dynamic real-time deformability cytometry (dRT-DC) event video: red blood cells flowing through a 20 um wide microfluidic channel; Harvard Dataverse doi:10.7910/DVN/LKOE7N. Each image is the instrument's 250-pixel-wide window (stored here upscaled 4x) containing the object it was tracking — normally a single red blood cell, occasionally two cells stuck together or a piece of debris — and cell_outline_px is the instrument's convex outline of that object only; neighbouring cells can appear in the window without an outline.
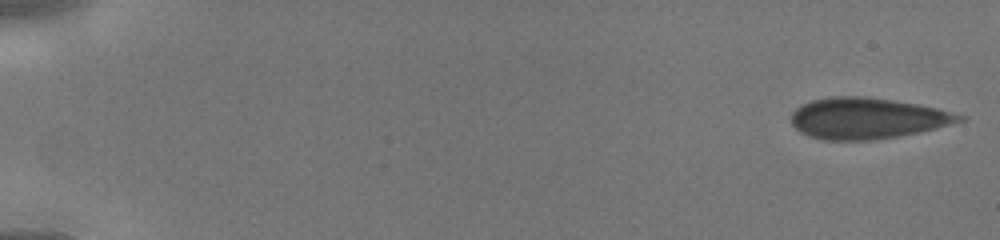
{"species": "human", "species_latin": "Homo sapiens", "temperature_condition": "cold", "stored_images_in_passage": 11, "camera_frame_rate_fps": 3000, "um_per_image_px": 0.085, "donor": {"sex": "male"}, "frame": {"image": 1, "passage_image": 1, "time_ms": 0.0, "image_size_px": [1000, 240], "cell_outline_px": [[964, 120], [936, 128], [896, 136], [872, 140], [824, 140], [808, 136], [800, 132], [792, 124], [792, 112], [800, 104], [812, 100], [836, 96], [864, 96], [892, 100], [916, 104], [936, 108], [964, 116]], "centroid_in_image_um": [73.65, 10.05], "position_along_channel_um": 11.4, "area_um2": 39.82}}